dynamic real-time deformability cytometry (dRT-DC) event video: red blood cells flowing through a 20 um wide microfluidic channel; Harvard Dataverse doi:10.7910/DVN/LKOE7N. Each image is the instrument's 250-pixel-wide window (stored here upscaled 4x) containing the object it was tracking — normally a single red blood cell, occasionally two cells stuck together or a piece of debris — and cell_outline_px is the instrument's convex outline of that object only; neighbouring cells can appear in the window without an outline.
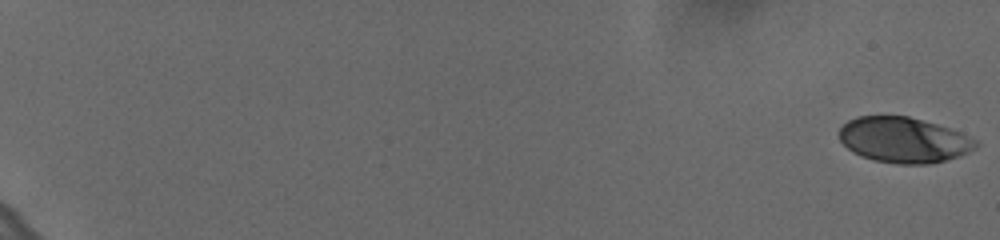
{"species": "human", "species_latin": "Homo sapiens", "temperature_condition": "cold", "stored_images_in_passage": 61, "camera_frame_rate_fps": 3000, "um_per_image_px": 0.085, "donor": {"sex": "female"}, "frame": {"image": 1, "passage_image": 1, "time_ms": 0.0, "image_size_px": [1000, 240], "cell_outline_px": [[980, 144], [976, 148], [960, 156], [928, 164], [896, 164], [872, 160], [860, 156], [852, 152], [840, 140], [840, 128], [848, 120], [856, 116], [908, 116], [936, 124], [960, 132], [976, 140]], "centroid_in_image_um": [76.81, 11.9], "position_along_channel_um": 8.2, "area_um2": 36.18}}
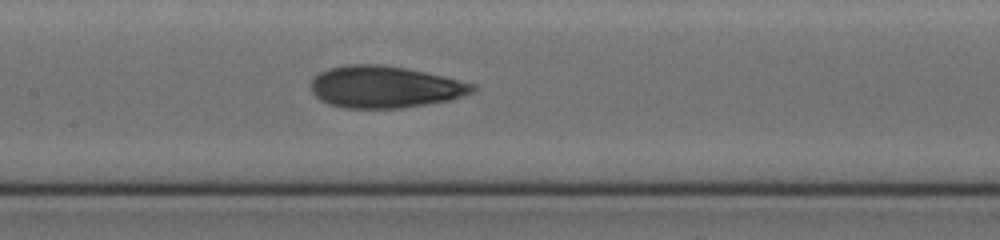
{"frame": {"image": 2, "passage_image": 34, "time_ms": 11.0, "image_size_px": [1000, 240], "cell_outline_px": [[480, 88], [472, 92], [452, 100], [428, 104], [400, 108], [344, 108], [328, 104], [320, 100], [312, 92], [308, 84], [320, 72], [328, 68], [348, 64], [380, 64], [404, 68], [424, 72], [476, 84]], "centroid_in_image_um": [32.7, 7.39], "position_along_channel_um": 174.7, "area_um2": 39.65}}
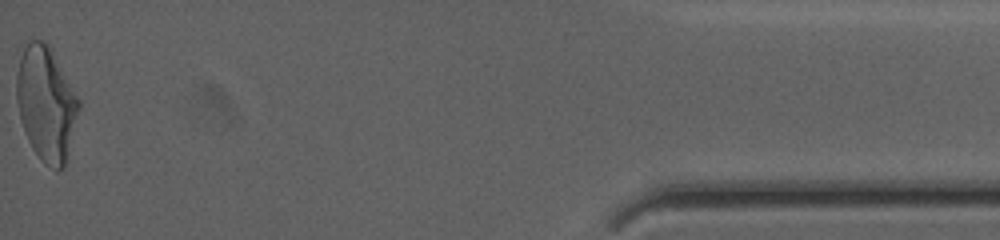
{"frame": {"image": 3, "passage_image": 61, "time_ms": 20.0, "image_size_px": [1000, 240], "cell_outline_px": [[80, 108], [68, 160], [64, 168], [56, 172], [44, 164], [40, 160], [32, 148], [24, 132], [20, 120], [16, 100], [16, 76], [20, 56], [24, 40], [44, 40], [52, 48], [80, 100]], "centroid_in_image_um": [3.93, 8.82], "position_along_channel_um": 431.3, "area_um2": 42.66}, "authors_computed_cell_mechanics": {"area_um2": 38.3214, "velocity_mm_per_s": 3.6232, "shape_relaxation_time_tau1_ms": 7.2074, "shape_relaxation_time_tau2_ms": 1.6157, "deformation_change_tau1": 0.2107, "deformation_change_tau2": 0.0891}}